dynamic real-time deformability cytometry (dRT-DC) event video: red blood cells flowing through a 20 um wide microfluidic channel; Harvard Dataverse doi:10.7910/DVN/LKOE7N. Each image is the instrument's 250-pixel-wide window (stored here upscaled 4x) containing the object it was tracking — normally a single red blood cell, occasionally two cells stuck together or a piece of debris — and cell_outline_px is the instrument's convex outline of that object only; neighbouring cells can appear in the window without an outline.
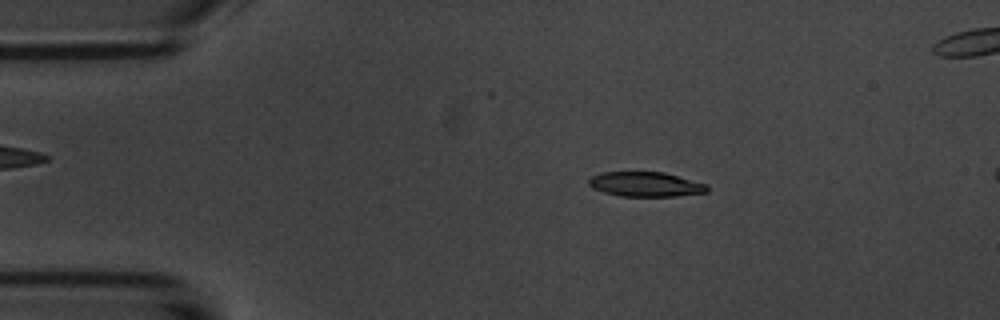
{"species": "common noctule bat (a hibernating species)", "species_latin": "Nyctalus noctula", "temperature_condition": "room temperature", "stored_images_in_passage": 6, "camera_frame_rate_fps": 3000, "um_per_image_px": 0.085, "animal": {"sex": "male", "body_mass_g": 20.1, "forearm_length_mm": 53.5}, "frame": {"image": 1, "passage_image": 2, "time_ms": 1.333, "image_size_px": [1000, 320], "cell_outline_px": [[708, 192], [676, 196], [620, 196], [604, 192], [592, 188], [588, 184], [588, 180], [592, 176], [600, 172], [664, 172], [708, 184]], "centroid_in_image_um": [54.88, 15.66], "position_along_channel_um": 30.1, "area_um2": 17.11}}
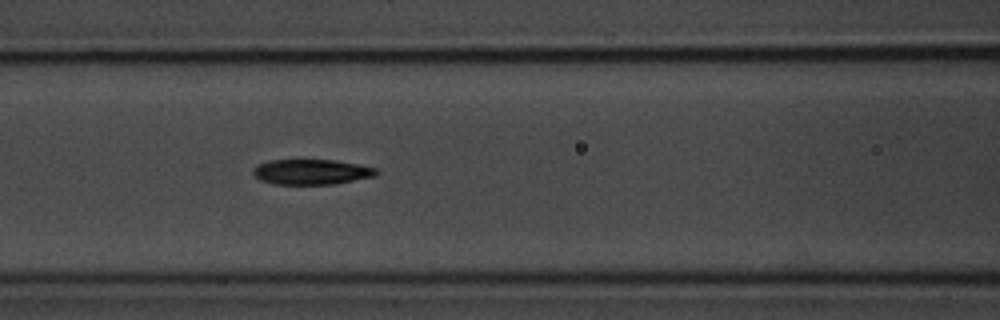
{"frame": {"image": 2, "passage_image": 6, "time_ms": 5.667, "image_size_px": [1000, 320], "cell_outline_px": [[380, 172], [376, 176], [336, 184], [272, 184], [260, 180], [252, 172], [252, 168], [256, 164], [268, 160], [336, 160], [376, 168]], "centroid_in_image_um": [26.46, 14.61], "position_along_channel_um": 140.1, "area_um2": 18.32}}